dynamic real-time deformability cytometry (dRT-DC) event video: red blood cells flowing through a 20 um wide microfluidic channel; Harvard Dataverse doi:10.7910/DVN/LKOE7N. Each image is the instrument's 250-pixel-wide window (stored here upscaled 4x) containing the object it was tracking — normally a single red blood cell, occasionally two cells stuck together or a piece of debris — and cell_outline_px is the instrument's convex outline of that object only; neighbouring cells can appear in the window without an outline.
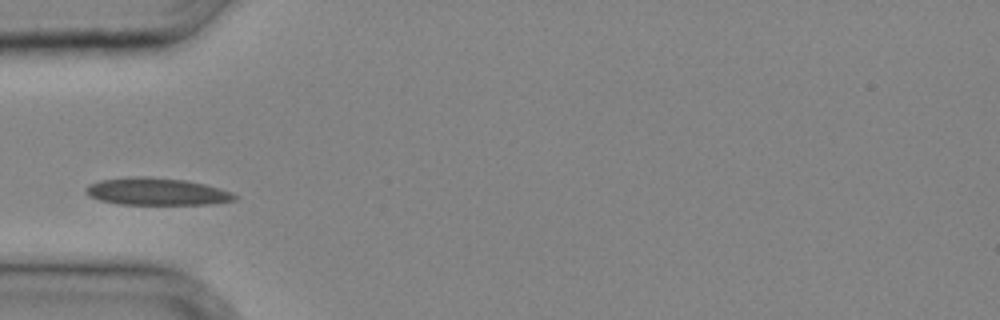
{"species": "common noctule bat (a hibernating species)", "species_latin": "Nyctalus noctula", "temperature_condition": "cold", "stored_images_in_passage": 28, "camera_frame_rate_fps": 3000, "um_per_image_px": 0.085, "animal": {"sex": "male", "body_mass_g": 20.4}, "frame": {"image": 1, "passage_image": 5, "time_ms": 1.333, "image_size_px": [1000, 320], "cell_outline_px": [[236, 200], [216, 204], [120, 204], [100, 200], [88, 196], [84, 192], [84, 188], [100, 180], [136, 176], [152, 176], [188, 180], [204, 184], [232, 192], [236, 196]], "centroid_in_image_um": [13.33, 16.28], "position_along_channel_um": 71.7, "area_um2": 23.76}}
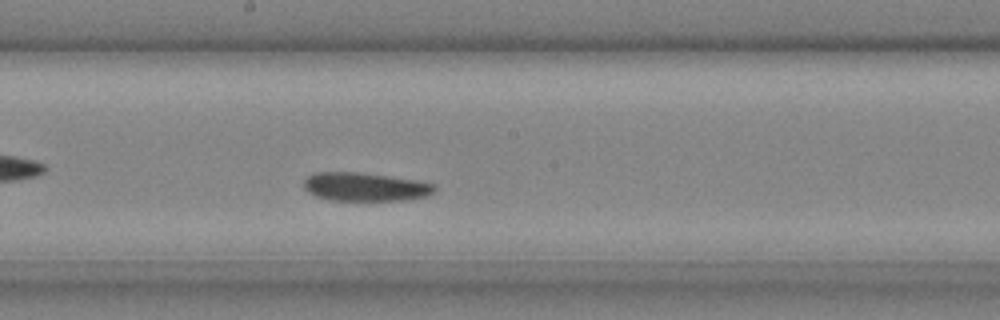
{"frame": {"image": 2, "passage_image": 13, "time_ms": 4.0, "image_size_px": [1000, 320], "cell_outline_px": [[436, 192], [424, 196], [408, 200], [328, 200], [316, 196], [308, 192], [304, 188], [304, 180], [308, 176], [316, 172], [356, 172], [416, 180], [436, 184]], "centroid_in_image_um": [31.04, 15.88], "position_along_channel_um": 217.2, "area_um2": 21.68}}
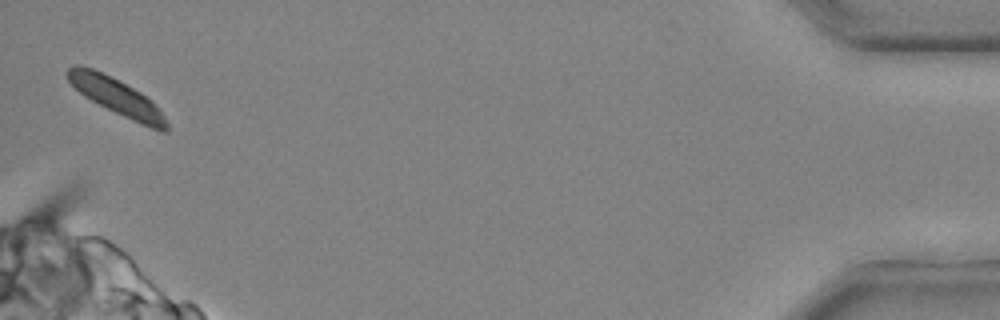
{"frame": {"image": 3, "passage_image": 28, "time_ms": 9.0, "image_size_px": [1000, 320], "cell_outline_px": [[168, 132], [160, 132], [140, 124], [84, 96], [68, 80], [64, 72], [68, 68], [76, 64], [80, 64], [92, 68], [140, 92], [164, 116], [168, 124]], "centroid_in_image_um": [9.88, 8.22], "position_along_channel_um": 425.3, "area_um2": 20.35}}